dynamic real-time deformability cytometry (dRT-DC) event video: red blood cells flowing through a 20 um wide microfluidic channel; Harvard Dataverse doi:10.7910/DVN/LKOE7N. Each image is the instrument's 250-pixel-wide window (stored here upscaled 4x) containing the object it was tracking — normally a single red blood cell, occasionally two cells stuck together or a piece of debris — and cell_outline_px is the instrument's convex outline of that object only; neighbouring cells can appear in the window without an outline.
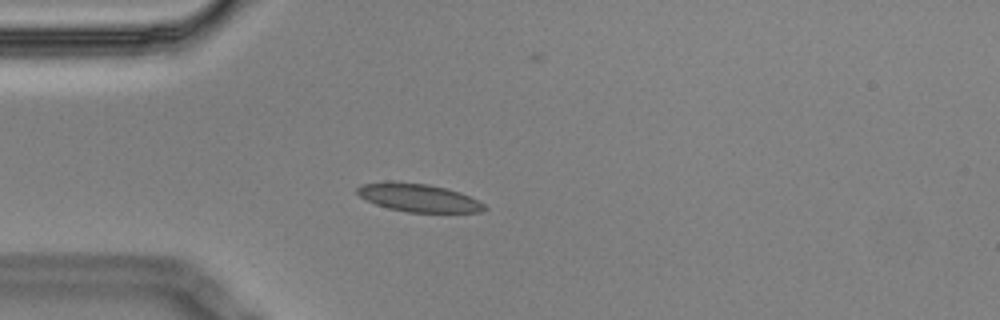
{"species": "Egyptian fruit bat (a non-hibernating species)", "species_latin": "Rousettus aegyptiacus", "temperature_condition": "cold", "stored_images_in_passage": 9, "camera_frame_rate_fps": 3000, "um_per_image_px": 0.085, "animal": {"sex": "male"}, "frame": {"image": 1, "passage_image": 4, "time_ms": 1.0, "image_size_px": [1000, 320], "cell_outline_px": [[488, 208], [480, 212], [408, 212], [388, 208], [376, 204], [360, 196], [356, 192], [356, 188], [360, 184], [428, 184], [448, 188], [460, 192], [484, 204]], "centroid_in_image_um": [35.64, 16.85], "position_along_channel_um": 49.4, "area_um2": 19.94}}
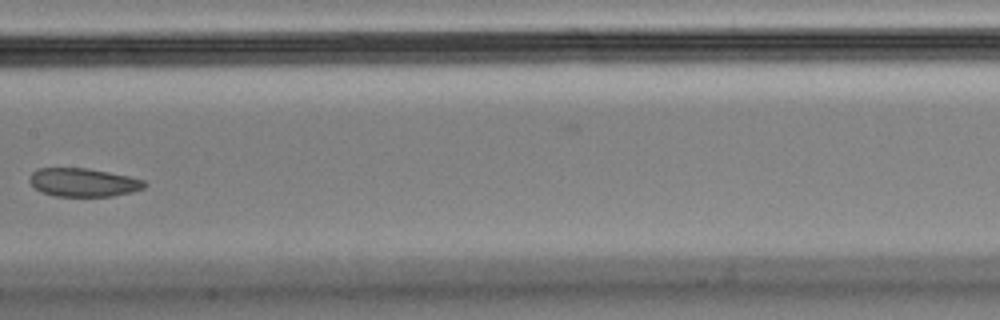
{"frame": {"image": 2, "passage_image": 8, "time_ms": 2.333, "image_size_px": [1000, 320], "cell_outline_px": [[148, 184], [144, 188], [132, 192], [112, 196], [56, 196], [40, 192], [28, 180], [32, 172], [40, 168], [88, 168], [128, 176], [144, 180]], "centroid_in_image_um": [7.09, 15.5], "position_along_channel_um": 200.3, "area_um2": 19.02}}
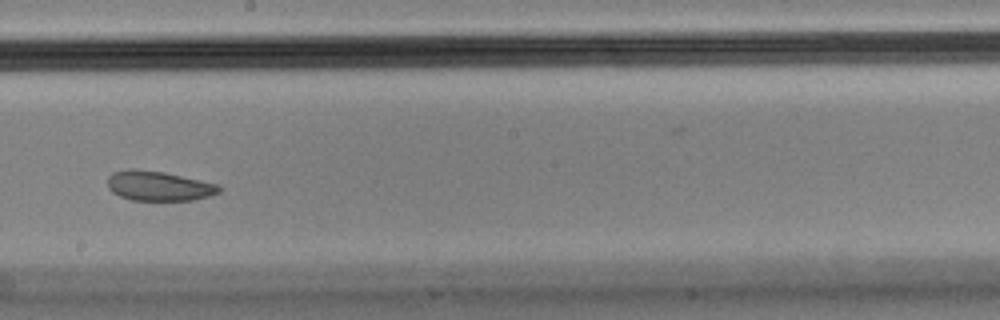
{"frame": {"image": 3, "passage_image": 9, "time_ms": 2.667, "image_size_px": [1000, 320], "cell_outline_px": [[220, 192], [212, 196], [196, 200], [132, 200], [120, 196], [112, 192], [108, 188], [108, 176], [112, 172], [128, 168], [132, 168], [164, 172], [220, 184]], "centroid_in_image_um": [13.51, 15.8], "position_along_channel_um": 234.7, "area_um2": 19.59}}